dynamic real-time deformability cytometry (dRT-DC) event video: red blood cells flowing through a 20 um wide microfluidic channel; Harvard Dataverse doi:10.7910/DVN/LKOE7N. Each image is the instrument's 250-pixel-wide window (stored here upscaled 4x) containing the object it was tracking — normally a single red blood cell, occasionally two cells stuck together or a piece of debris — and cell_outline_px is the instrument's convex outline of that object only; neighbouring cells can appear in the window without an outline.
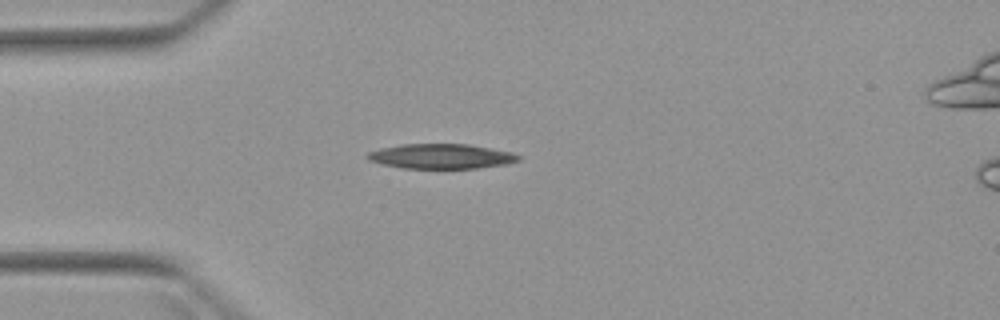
{"species": "Egyptian fruit bat (a non-hibernating species)", "species_latin": "Rousettus aegyptiacus", "temperature_condition": "warm", "stored_images_in_passage": 2, "camera_frame_rate_fps": 3000, "um_per_image_px": 0.085, "animal": {"sex": "female"}, "frame": {"image": 1, "passage_image": 1, "time_ms": 0.0, "image_size_px": [1000, 320], "cell_outline_px": [[520, 160], [504, 164], [476, 168], [404, 168], [384, 164], [368, 160], [364, 156], [368, 152], [380, 148], [404, 144], [468, 144], [512, 152], [520, 156]], "centroid_in_image_um": [37.48, 13.28], "position_along_channel_um": 47.5, "area_um2": 21.68}}